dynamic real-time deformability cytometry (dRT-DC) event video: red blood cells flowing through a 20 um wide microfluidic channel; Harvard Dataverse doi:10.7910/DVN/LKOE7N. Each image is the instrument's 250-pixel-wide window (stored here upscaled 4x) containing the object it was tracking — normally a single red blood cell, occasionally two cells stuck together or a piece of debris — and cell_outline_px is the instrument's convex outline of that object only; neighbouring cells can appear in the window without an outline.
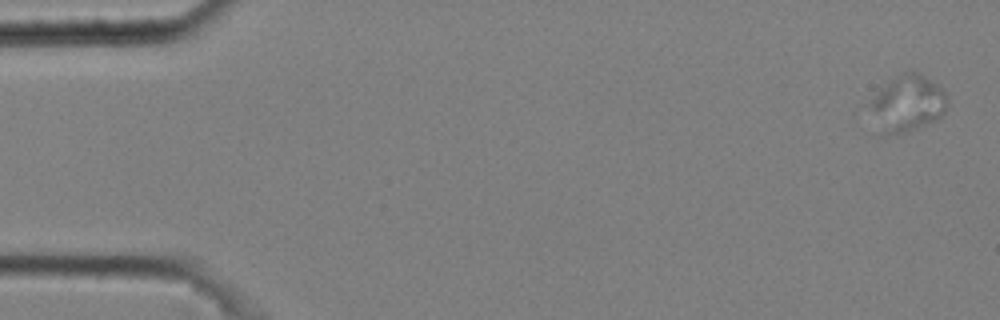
{"species": "common noctule bat (a hibernating species)", "species_latin": "Nyctalus noctula", "temperature_condition": "cold", "stored_images_in_passage": 6, "camera_frame_rate_fps": 3000, "um_per_image_px": 0.085, "animal": {"sex": "male", "body_mass_g": 20.4}, "frame": {"image": 1, "passage_image": 1, "time_ms": 0.0, "image_size_px": [1000, 320], "cell_outline_px": [[948, 104], [944, 112], [936, 120], [908, 132], [884, 136], [876, 136], [868, 104], [880, 88], [888, 80], [904, 72], [920, 72], [936, 84], [944, 92], [948, 100]], "centroid_in_image_um": [77.05, 8.85], "position_along_channel_um": 8.0, "area_um2": 26.18}}
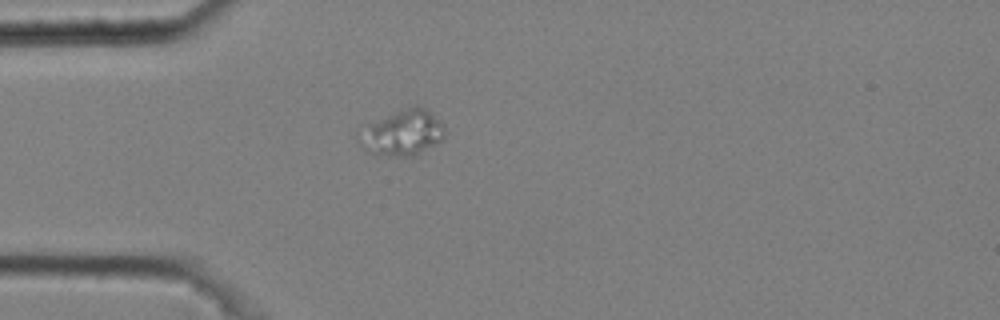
{"frame": {"image": 2, "passage_image": 5, "time_ms": 1.333, "image_size_px": [1000, 320], "cell_outline_px": [[448, 132], [444, 140], [416, 156], [388, 156], [372, 152], [364, 148], [356, 136], [356, 132], [368, 124], [396, 112], [416, 104], [428, 108], [444, 124]], "centroid_in_image_um": [34.3, 11.28], "position_along_channel_um": 50.7, "area_um2": 23.24}}